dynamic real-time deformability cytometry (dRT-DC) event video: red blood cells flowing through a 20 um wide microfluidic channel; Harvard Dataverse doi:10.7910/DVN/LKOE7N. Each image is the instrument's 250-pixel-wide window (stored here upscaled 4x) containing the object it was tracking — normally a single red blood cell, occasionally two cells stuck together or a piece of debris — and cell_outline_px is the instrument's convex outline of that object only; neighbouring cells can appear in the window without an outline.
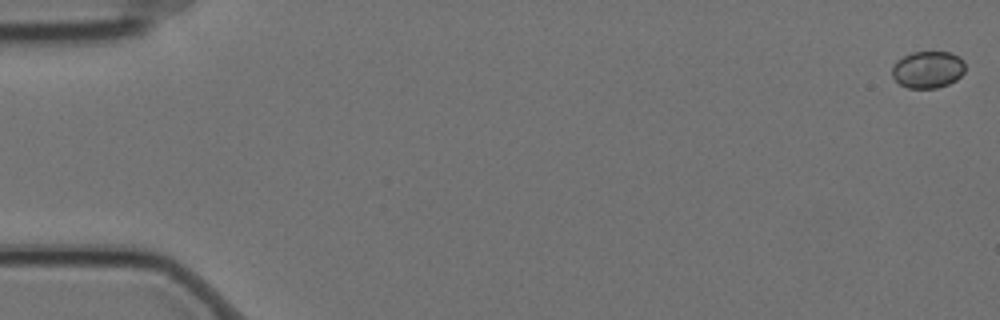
{"species": "Egyptian fruit bat (a non-hibernating species)", "species_latin": "Rousettus aegyptiacus", "temperature_condition": "cold", "stored_images_in_passage": 5, "camera_frame_rate_fps": 3000, "um_per_image_px": 0.085, "animal": {"sex": "female"}, "frame": {"image": 1, "passage_image": 1, "time_ms": 0.0, "image_size_px": [1000, 320], "cell_outline_px": [[964, 72], [956, 80], [948, 84], [936, 88], [908, 88], [900, 84], [892, 76], [892, 68], [896, 60], [912, 52], [948, 52], [960, 56], [964, 60]], "centroid_in_image_um": [78.87, 5.91], "position_along_channel_um": 6.1, "area_um2": 15.78}}
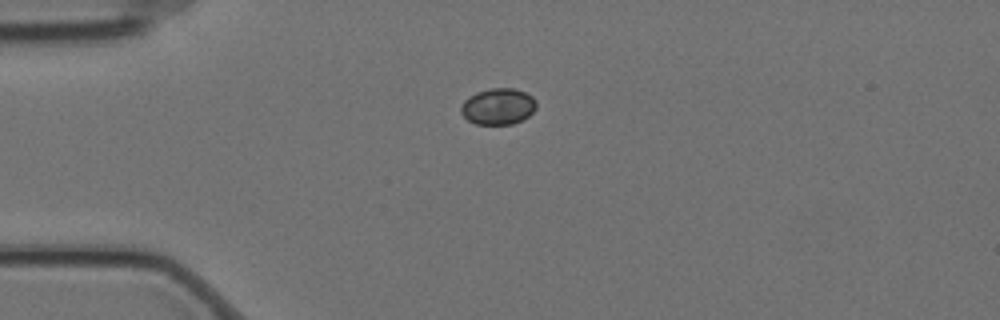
{"frame": {"image": 2, "passage_image": 4, "time_ms": 1.0, "image_size_px": [1000, 320], "cell_outline_px": [[536, 108], [528, 116], [512, 124], [476, 124], [468, 120], [460, 112], [460, 104], [468, 96], [476, 92], [492, 88], [512, 88], [524, 92], [532, 96], [536, 100]], "centroid_in_image_um": [42.31, 9.04], "position_along_channel_um": 42.7, "area_um2": 15.95}}